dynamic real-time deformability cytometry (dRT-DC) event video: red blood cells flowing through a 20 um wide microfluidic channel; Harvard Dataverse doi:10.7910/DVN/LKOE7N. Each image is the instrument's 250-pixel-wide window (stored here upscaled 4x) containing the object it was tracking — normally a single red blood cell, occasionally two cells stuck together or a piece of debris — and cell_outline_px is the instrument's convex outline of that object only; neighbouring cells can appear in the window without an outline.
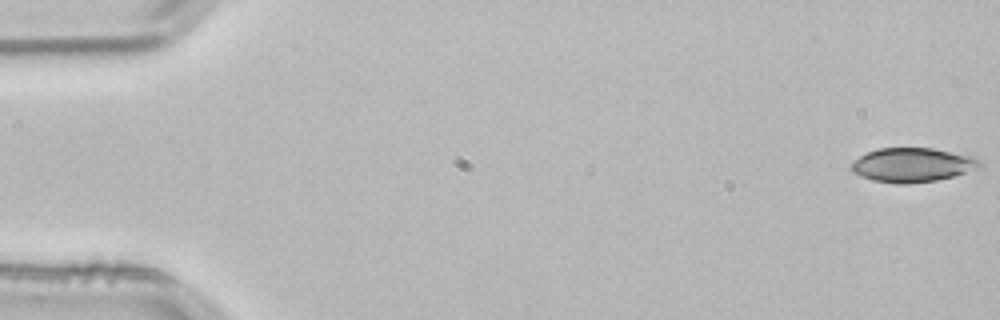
{"species": "common noctule bat (a hibernating species)", "species_latin": "Nyctalus noctula", "temperature_condition": "room temperature", "stored_images_in_passage": 3, "camera_frame_rate_fps": 3000, "um_per_image_px": 0.085, "animal": {"sex": "male", "body_mass_g": 21.5, "forearm_length_mm": 52.0}, "frame": {"image": 1, "passage_image": 1, "time_ms": 0.0, "image_size_px": [1000, 320], "cell_outline_px": [[984, 164], [980, 168], [952, 176], [936, 180], [908, 184], [900, 184], [872, 180], [860, 176], [852, 172], [852, 164], [860, 156], [868, 152], [880, 148], [932, 148], [972, 156], [980, 160]], "centroid_in_image_um": [77.58, 14.02], "position_along_channel_um": 7.4, "area_um2": 25.43}}
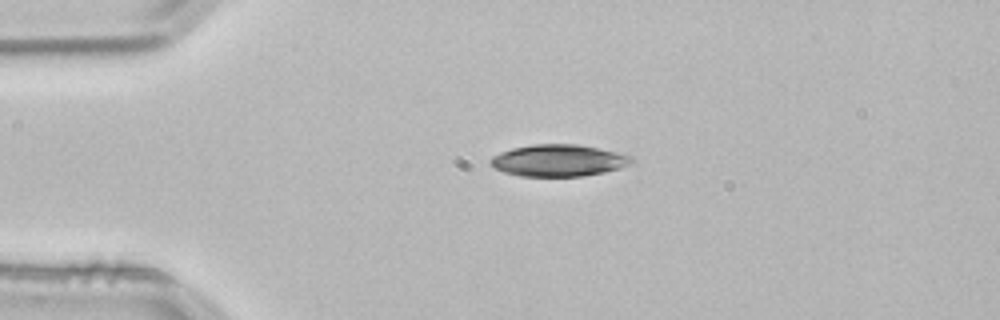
{"frame": {"image": 2, "passage_image": 3, "time_ms": 0.667, "image_size_px": [1000, 320], "cell_outline_px": [[636, 160], [620, 168], [604, 172], [584, 176], [520, 176], [504, 172], [496, 168], [488, 160], [492, 156], [500, 152], [512, 148], [532, 144], [576, 144], [600, 148], [632, 156]], "centroid_in_image_um": [47.48, 13.63], "position_along_channel_um": 37.5, "area_um2": 26.18}}